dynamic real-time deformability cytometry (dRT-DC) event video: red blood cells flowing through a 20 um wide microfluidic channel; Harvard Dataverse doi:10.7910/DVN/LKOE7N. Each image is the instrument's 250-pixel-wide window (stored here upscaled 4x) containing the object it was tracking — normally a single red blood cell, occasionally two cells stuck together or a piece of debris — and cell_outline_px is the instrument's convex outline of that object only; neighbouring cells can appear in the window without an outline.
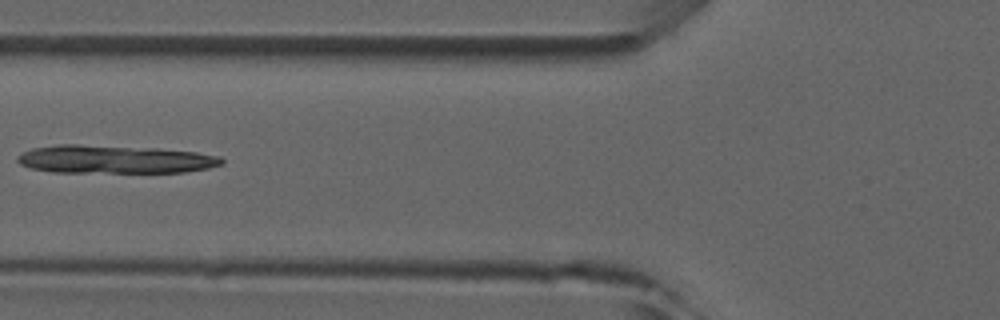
{"species": "common noctule bat (a hibernating species)", "species_latin": "Nyctalus noctula", "temperature_condition": "room temperature", "stored_images_in_passage": 7, "camera_frame_rate_fps": 3000, "um_per_image_px": 0.085, "animal": {"sex": "male", "forearm_length_mm": 52.5}, "frame": {"image": 1, "passage_image": 6, "time_ms": 5.667, "image_size_px": [1000, 320], "cell_outline_px": [[224, 164], [208, 168], [184, 172], [52, 172], [32, 168], [20, 164], [16, 160], [16, 156], [32, 148], [56, 144], [76, 144], [156, 148], [196, 152], [220, 156], [224, 160]], "centroid_in_image_um": [9.74, 13.53], "position_along_channel_um": 116.1, "area_um2": 33.64}}
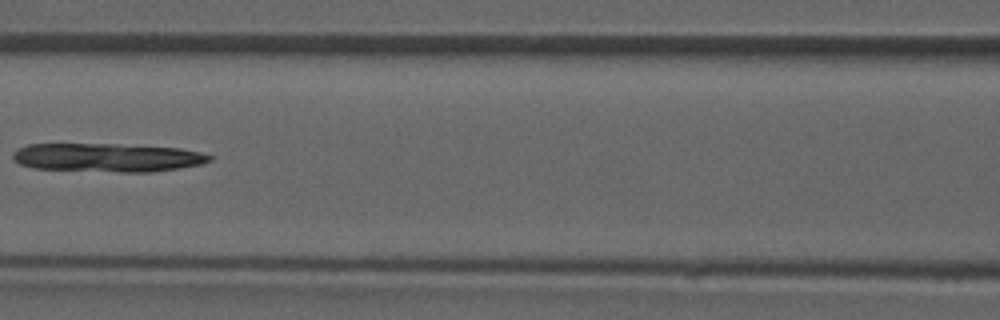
{"frame": {"image": 2, "passage_image": 7, "time_ms": 6.667, "image_size_px": [1000, 320], "cell_outline_px": [[212, 160], [200, 164], [180, 168], [152, 172], [120, 172], [36, 168], [20, 164], [12, 156], [12, 152], [28, 144], [116, 144], [180, 148], [200, 152], [212, 156]], "centroid_in_image_um": [9.16, 13.39], "position_along_channel_um": 157.4, "area_um2": 32.6}}